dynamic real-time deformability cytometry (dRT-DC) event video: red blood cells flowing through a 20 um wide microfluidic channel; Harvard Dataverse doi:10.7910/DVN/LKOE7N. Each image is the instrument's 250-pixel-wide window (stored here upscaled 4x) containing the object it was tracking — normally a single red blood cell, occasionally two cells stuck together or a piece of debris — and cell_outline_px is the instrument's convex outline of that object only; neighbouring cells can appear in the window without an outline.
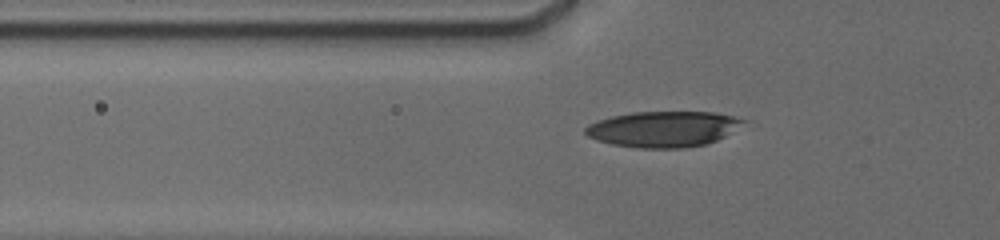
{"species": "human", "species_latin": "Homo sapiens", "temperature_condition": "cold", "stored_images_in_passage": 49, "camera_frame_rate_fps": 3000, "um_per_image_px": 0.085, "donor": {"sex": "male"}, "frame": {"image": 1, "passage_image": 13, "time_ms": 3.667, "image_size_px": [1000, 240], "cell_outline_px": [[748, 120], [724, 136], [716, 140], [704, 144], [684, 148], [640, 148], [612, 144], [588, 136], [584, 132], [584, 128], [588, 124], [596, 120], [612, 116], [632, 112], [712, 112], [732, 116]], "centroid_in_image_um": [56.34, 10.96], "position_along_channel_um": 69.5, "area_um2": 32.66}}
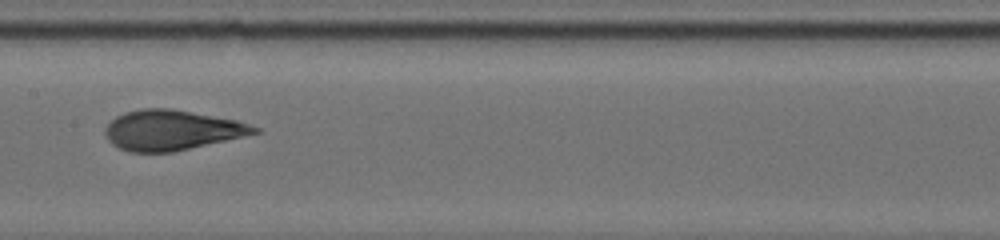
{"frame": {"image": 2, "passage_image": 33, "time_ms": 7.0, "image_size_px": [1000, 240], "cell_outline_px": [[264, 132], [172, 152], [128, 152], [112, 144], [108, 140], [104, 132], [104, 128], [116, 116], [124, 112], [140, 108], [172, 108], [236, 120], [260, 128]], "centroid_in_image_um": [14.6, 11.06], "position_along_channel_um": 192.8, "area_um2": 35.03}}
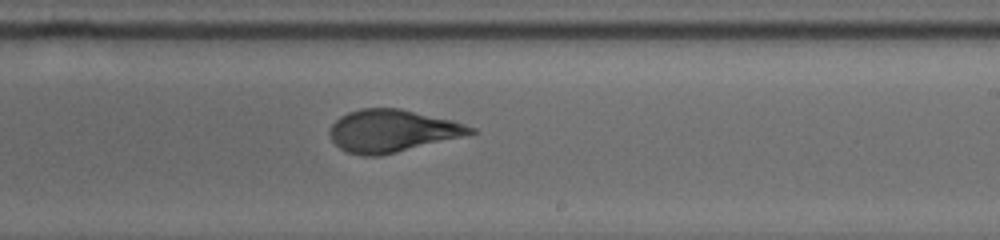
{"frame": {"image": 3, "passage_image": 46, "time_ms": 8.667, "image_size_px": [1000, 240], "cell_outline_px": [[480, 132], [380, 156], [364, 156], [348, 152], [340, 148], [332, 140], [328, 132], [332, 124], [340, 116], [348, 112], [360, 108], [400, 108], [452, 120], [476, 128]], "centroid_in_image_um": [33.33, 11.12], "position_along_channel_um": 255.7, "area_um2": 34.74}}